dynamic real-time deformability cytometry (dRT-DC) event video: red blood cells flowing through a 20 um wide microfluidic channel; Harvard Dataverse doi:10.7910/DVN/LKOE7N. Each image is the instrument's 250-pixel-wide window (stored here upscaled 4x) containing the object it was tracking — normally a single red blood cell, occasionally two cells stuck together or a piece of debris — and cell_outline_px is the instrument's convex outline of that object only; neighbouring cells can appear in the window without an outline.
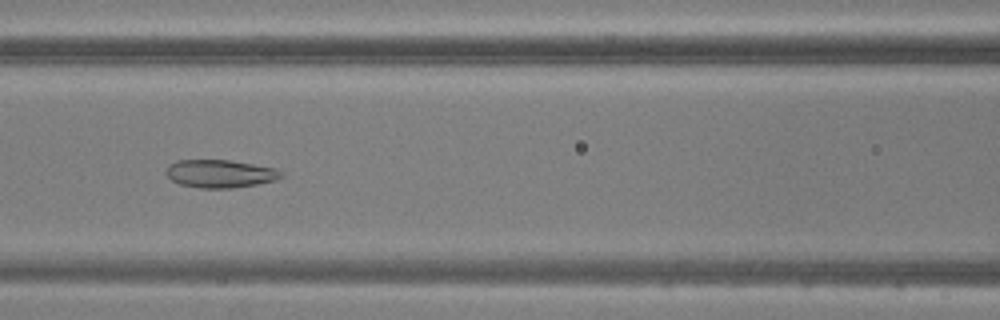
{"species": "common noctule bat (a hibernating species)", "species_latin": "Nyctalus noctula", "temperature_condition": "warm", "stored_images_in_passage": 50, "camera_frame_rate_fps": 3000, "um_per_image_px": 0.085, "animal": {"sex": "male", "body_mass_g": 20.5, "forearm_length_mm": 52.5}, "frame": {"image": 1, "passage_image": 22, "time_ms": 7.0, "image_size_px": [1000, 320], "cell_outline_px": [[284, 176], [276, 180], [256, 184], [232, 188], [200, 188], [180, 184], [172, 180], [164, 172], [168, 164], [176, 160], [228, 160], [276, 168], [284, 172]], "centroid_in_image_um": [18.7, 14.76], "position_along_channel_um": 147.9, "area_um2": 18.84}}
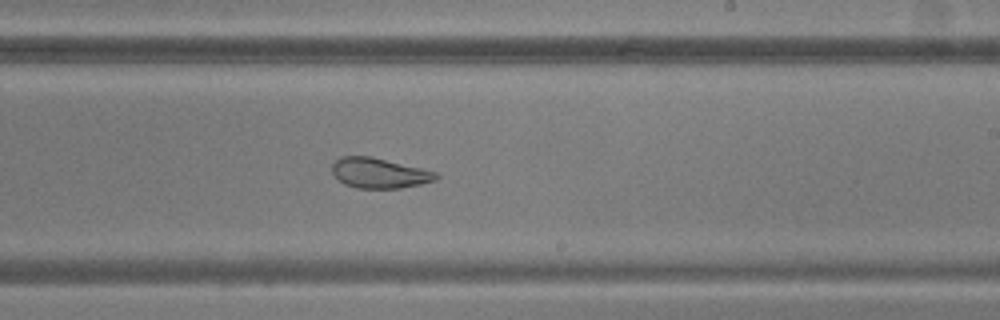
{"frame": {"image": 2, "passage_image": 30, "time_ms": 9.667, "image_size_px": [1000, 320], "cell_outline_px": [[440, 176], [436, 180], [420, 184], [400, 188], [356, 188], [344, 184], [332, 172], [332, 164], [340, 156], [372, 156], [436, 172]], "centroid_in_image_um": [32.23, 14.71], "position_along_channel_um": 256.8, "area_um2": 18.21}}
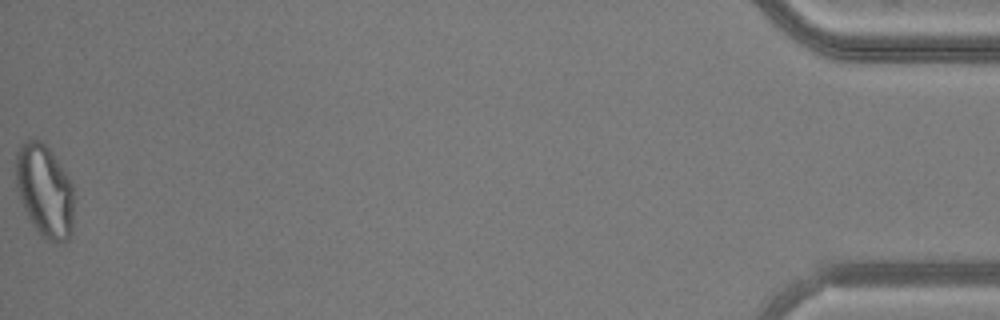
{"frame": {"image": 3, "passage_image": 50, "time_ms": 16.333, "image_size_px": [1000, 320], "cell_outline_px": [[76, 196], [72, 232], [68, 240], [52, 240], [40, 236], [32, 224], [24, 208], [16, 188], [16, 152], [28, 140], [40, 140], [48, 148], [68, 176], [72, 184]], "centroid_in_image_um": [3.83, 16.25], "position_along_channel_um": 431.4, "area_um2": 31.39}}